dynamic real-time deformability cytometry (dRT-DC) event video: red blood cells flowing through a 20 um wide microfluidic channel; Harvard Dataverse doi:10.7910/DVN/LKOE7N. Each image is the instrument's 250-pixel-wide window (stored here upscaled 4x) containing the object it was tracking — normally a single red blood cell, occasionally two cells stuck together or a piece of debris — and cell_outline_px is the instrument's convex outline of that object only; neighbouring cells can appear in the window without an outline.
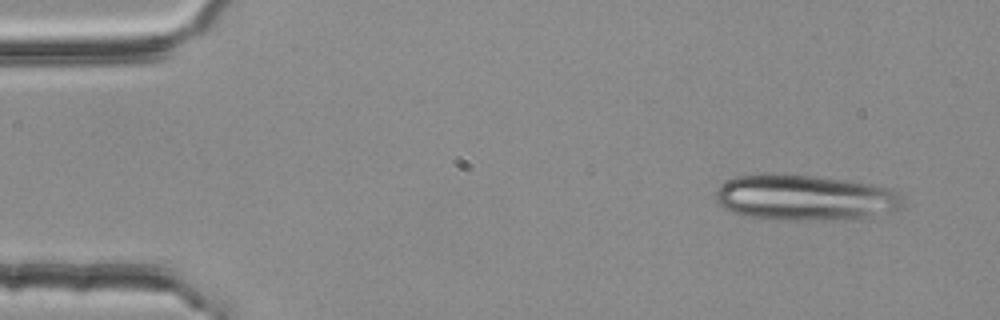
{"species": "common noctule bat (a hibernating species)", "species_latin": "Nyctalus noctula", "temperature_condition": "room temperature", "stored_images_in_passage": 4, "segment_of_instrument_passage": [1, 2], "camera_frame_rate_fps": 3000, "um_per_image_px": 0.085, "animal": {"sex": "female", "body_mass_g": 25.1}, "frame": {"image": 1, "passage_image": 1, "time_ms": 0.0, "image_size_px": [1000, 320], "cell_outline_px": [[904, 208], [872, 220], [772, 220], [748, 216], [732, 212], [724, 208], [716, 200], [716, 192], [720, 184], [736, 176], [812, 176], [844, 180], [892, 188], [900, 192], [904, 196]], "centroid_in_image_um": [68.6, 16.87], "position_along_channel_um": 16.4, "area_um2": 50.46}}